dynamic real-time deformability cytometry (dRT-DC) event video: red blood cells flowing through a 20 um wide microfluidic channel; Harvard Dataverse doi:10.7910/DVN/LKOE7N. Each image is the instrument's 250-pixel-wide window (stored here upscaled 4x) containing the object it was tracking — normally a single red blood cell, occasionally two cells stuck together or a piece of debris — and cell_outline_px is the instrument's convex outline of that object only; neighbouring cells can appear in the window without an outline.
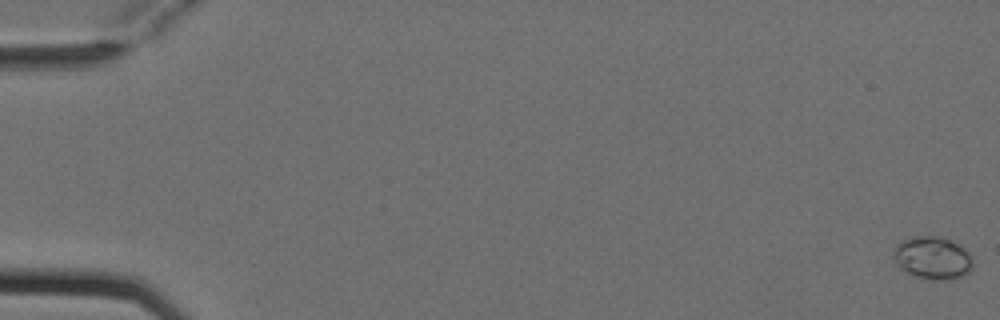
{"species": "Egyptian fruit bat (a non-hibernating species)", "species_latin": "Rousettus aegyptiacus", "temperature_condition": "cold", "stored_images_in_passage": 5, "camera_frame_rate_fps": 3000, "um_per_image_px": 0.085, "animal": {"sex": "female"}, "frame": {"image": 1, "passage_image": 1, "time_ms": 0.0, "image_size_px": [1000, 320], "cell_outline_px": [[972, 268], [968, 272], [952, 280], [932, 280], [912, 276], [904, 272], [896, 264], [892, 256], [892, 252], [896, 244], [900, 240], [912, 236], [940, 236], [960, 244], [972, 252]], "centroid_in_image_um": [79.25, 21.91], "position_along_channel_um": 5.7, "area_um2": 20.46}}
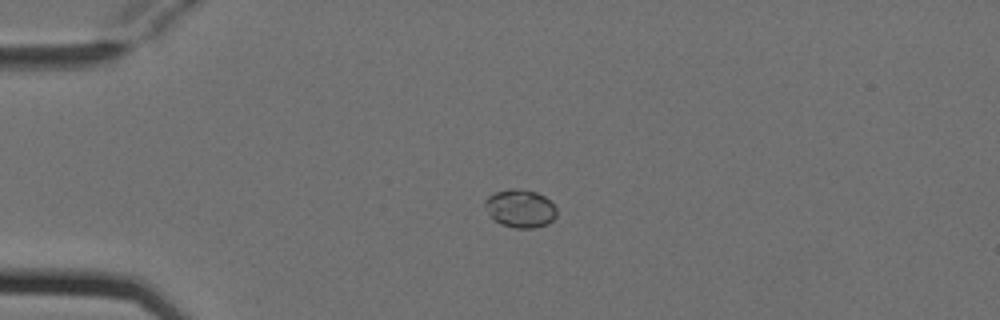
{"frame": {"image": 2, "passage_image": 4, "time_ms": 1.0, "image_size_px": [1000, 320], "cell_outline_px": [[556, 216], [548, 224], [532, 228], [516, 228], [504, 224], [496, 220], [488, 212], [484, 204], [484, 200], [488, 196], [496, 192], [508, 188], [520, 188], [536, 192], [544, 196], [556, 208]], "centroid_in_image_um": [44.22, 17.7], "position_along_channel_um": 40.8, "area_um2": 15.72}}